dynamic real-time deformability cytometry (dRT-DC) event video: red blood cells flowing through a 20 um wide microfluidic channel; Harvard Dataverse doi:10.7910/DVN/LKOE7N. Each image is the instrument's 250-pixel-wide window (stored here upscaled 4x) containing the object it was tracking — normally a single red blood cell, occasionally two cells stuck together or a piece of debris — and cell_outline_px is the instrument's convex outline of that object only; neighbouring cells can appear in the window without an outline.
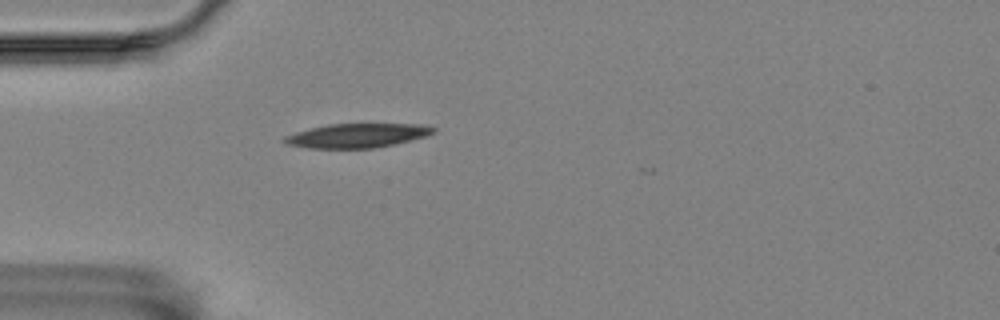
{"species": "Egyptian fruit bat (a non-hibernating species)", "species_latin": "Rousettus aegyptiacus", "temperature_condition": "room temperature", "stored_images_in_passage": 2, "camera_frame_rate_fps": 3000, "um_per_image_px": 0.085, "animal": {"sex": "female"}, "frame": {"image": 1, "passage_image": 1, "time_ms": 0.0, "image_size_px": [1000, 320], "cell_outline_px": [[436, 132], [412, 140], [372, 148], [308, 148], [284, 144], [280, 140], [284, 136], [296, 132], [328, 124], [420, 124], [436, 128]], "centroid_in_image_um": [30.31, 11.52], "position_along_channel_um": 54.7, "area_um2": 20.87}}